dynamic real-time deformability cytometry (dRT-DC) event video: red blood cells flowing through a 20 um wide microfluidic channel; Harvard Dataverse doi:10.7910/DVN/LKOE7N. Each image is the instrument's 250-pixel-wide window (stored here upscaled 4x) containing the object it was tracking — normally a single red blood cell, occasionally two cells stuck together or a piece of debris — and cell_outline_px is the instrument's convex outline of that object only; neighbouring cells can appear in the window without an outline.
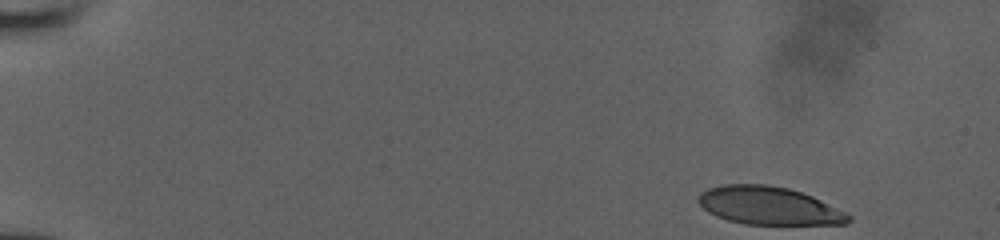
{"species": "human", "species_latin": "Homo sapiens", "temperature_condition": "room temperature", "stored_images_in_passage": 47, "camera_frame_rate_fps": 3000, "um_per_image_px": 0.085, "donor": {"sex": "male"}, "frame": {"image": 1, "passage_image": 1, "time_ms": 0.0, "image_size_px": [1000, 240], "cell_outline_px": [[852, 220], [848, 224], [744, 224], [728, 220], [716, 216], [708, 212], [696, 200], [700, 192], [708, 188], [724, 184], [768, 184], [788, 188], [812, 196], [852, 216]], "centroid_in_image_um": [65.32, 17.48], "position_along_channel_um": 19.7, "area_um2": 33.18}}
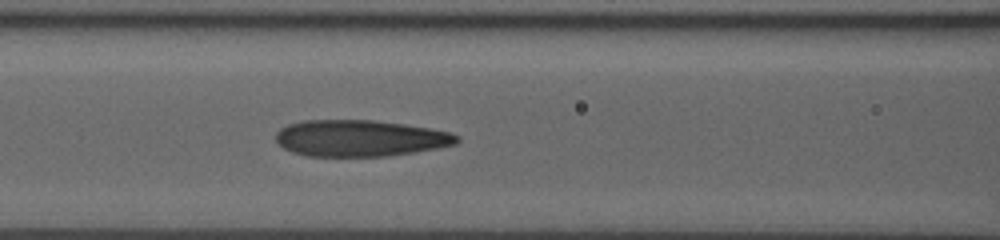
{"frame": {"image": 2, "passage_image": 20, "time_ms": 6.333, "image_size_px": [1000, 240], "cell_outline_px": [[460, 140], [456, 144], [416, 152], [388, 156], [308, 156], [292, 152], [284, 148], [276, 140], [276, 132], [280, 128], [288, 124], [304, 120], [372, 120], [404, 124], [452, 132], [460, 136]], "centroid_in_image_um": [30.62, 11.75], "position_along_channel_um": 136.0, "area_um2": 38.55}}
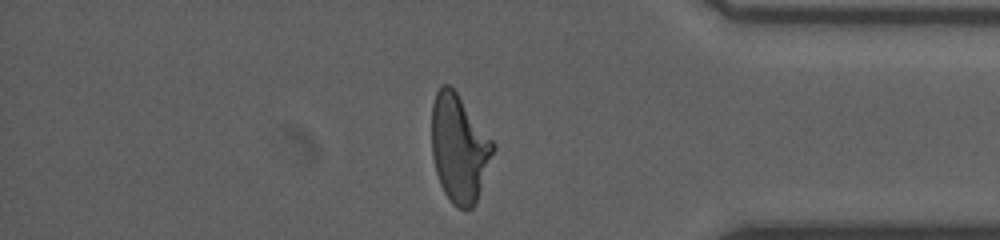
{"frame": {"image": 3, "passage_image": 40, "time_ms": 13.0, "image_size_px": [1000, 240], "cell_outline_px": [[496, 148], [476, 204], [472, 208], [464, 212], [456, 208], [452, 204], [444, 192], [440, 184], [436, 172], [432, 156], [432, 104], [436, 92], [440, 84], [448, 84], [456, 92], [496, 144]], "centroid_in_image_um": [39.04, 12.66], "position_along_channel_um": 396.2, "area_um2": 38.96}}